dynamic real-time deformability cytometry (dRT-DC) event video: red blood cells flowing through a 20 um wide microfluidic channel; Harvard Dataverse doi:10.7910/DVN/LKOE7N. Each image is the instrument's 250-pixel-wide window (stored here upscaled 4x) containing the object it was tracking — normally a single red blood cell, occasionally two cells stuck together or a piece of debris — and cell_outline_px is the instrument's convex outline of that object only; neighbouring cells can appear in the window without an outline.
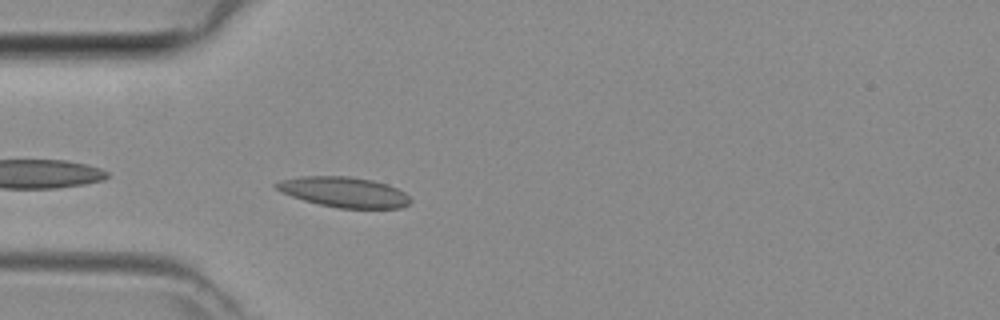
{"species": "common noctule bat (a hibernating species)", "species_latin": "Nyctalus noctula", "temperature_condition": "room temperature", "stored_images_in_passage": 35, "camera_frame_rate_fps": 3000, "um_per_image_px": 0.085, "animal": {"sex": "female", "body_mass_g": 29.2, "forearm_length_mm": 56.3}, "frame": {"image": 1, "passage_image": 2, "time_ms": 0.333, "image_size_px": [1000, 320], "cell_outline_px": [[412, 200], [408, 204], [400, 208], [336, 208], [304, 200], [280, 192], [272, 184], [280, 180], [300, 176], [348, 176], [372, 180], [388, 184], [404, 192]], "centroid_in_image_um": [29.22, 16.32], "position_along_channel_um": 55.8, "area_um2": 23.7}}
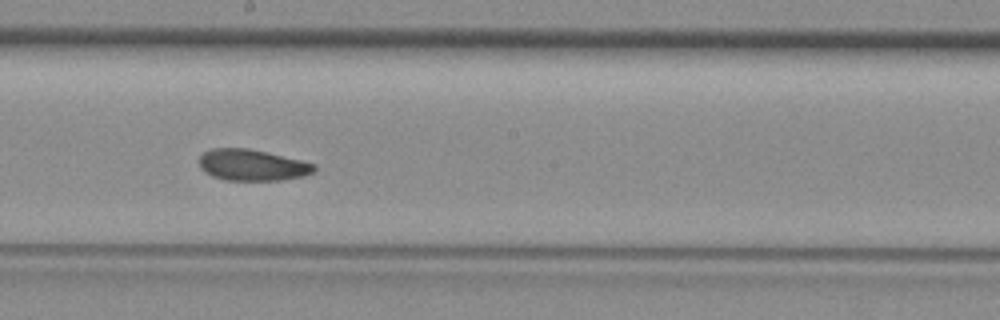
{"frame": {"image": 2, "passage_image": 14, "time_ms": 4.333, "image_size_px": [1000, 320], "cell_outline_px": [[316, 172], [304, 176], [280, 180], [224, 180], [212, 176], [204, 172], [200, 168], [200, 156], [204, 152], [212, 148], [248, 148], [268, 152], [316, 164]], "centroid_in_image_um": [21.45, 14.03], "position_along_channel_um": 226.8, "area_um2": 21.1}}
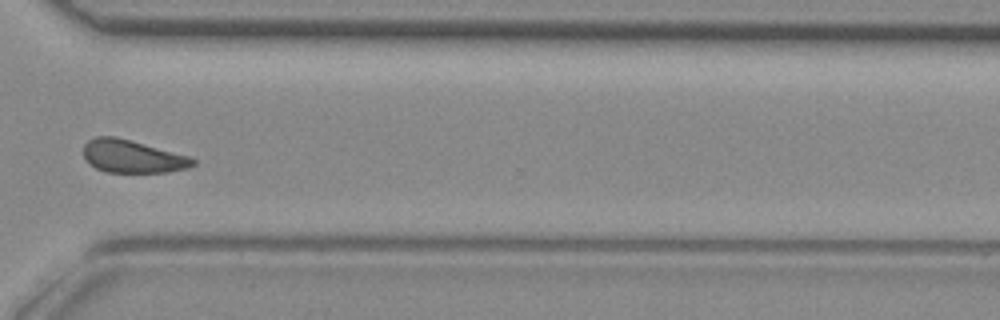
{"frame": {"image": 3, "passage_image": 23, "time_ms": 7.333, "image_size_px": [1000, 320], "cell_outline_px": [[196, 164], [188, 168], [168, 172], [104, 172], [88, 164], [84, 156], [84, 144], [88, 140], [96, 136], [116, 136], [188, 156], [196, 160]], "centroid_in_image_um": [11.23, 13.3], "position_along_channel_um": 359.4, "area_um2": 20.92}}